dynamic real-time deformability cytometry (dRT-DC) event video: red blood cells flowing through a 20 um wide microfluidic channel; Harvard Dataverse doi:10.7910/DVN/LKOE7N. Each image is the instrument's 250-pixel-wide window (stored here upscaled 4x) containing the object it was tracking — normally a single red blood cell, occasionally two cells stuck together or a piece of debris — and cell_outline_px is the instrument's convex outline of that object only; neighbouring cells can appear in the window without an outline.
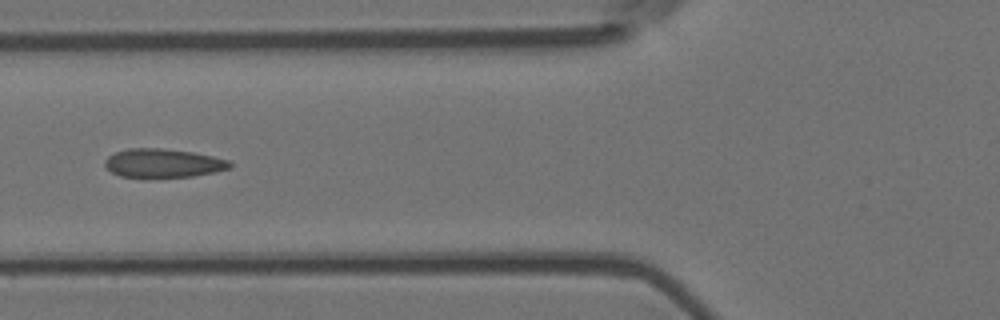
{"species": "Egyptian fruit bat (a non-hibernating species)", "species_latin": "Rousettus aegyptiacus", "temperature_condition": "room temperature", "stored_images_in_passage": 11, "camera_frame_rate_fps": 3000, "um_per_image_px": 0.085, "animal": {"sex": "female"}, "frame": {"image": 1, "passage_image": 7, "time_ms": 2.0, "image_size_px": [1000, 320], "cell_outline_px": [[232, 168], [216, 172], [192, 176], [148, 180], [144, 180], [120, 176], [112, 172], [104, 164], [104, 160], [108, 156], [116, 152], [128, 148], [160, 148], [192, 152], [212, 156], [228, 160], [232, 164]], "centroid_in_image_um": [13.84, 13.91], "position_along_channel_um": 112.0, "area_um2": 21.68}}
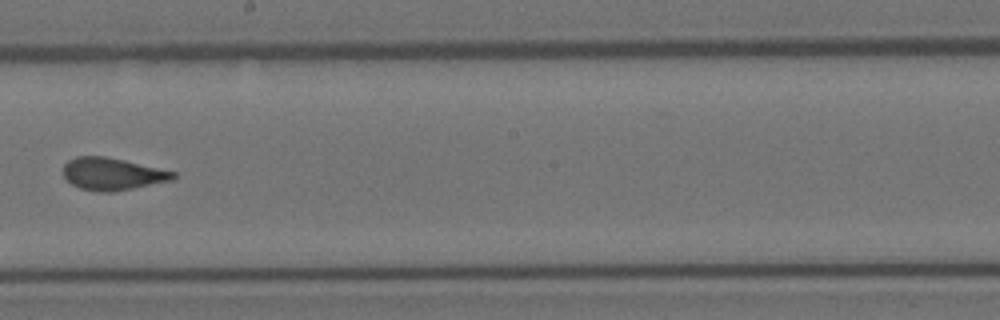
{"frame": {"image": 2, "passage_image": 10, "time_ms": 3.0, "image_size_px": [1000, 320], "cell_outline_px": [[176, 180], [112, 192], [96, 192], [80, 188], [72, 184], [64, 176], [64, 164], [68, 160], [76, 156], [104, 156], [124, 160], [176, 172]], "centroid_in_image_um": [9.57, 14.79], "position_along_channel_um": 238.6, "area_um2": 20.75}}
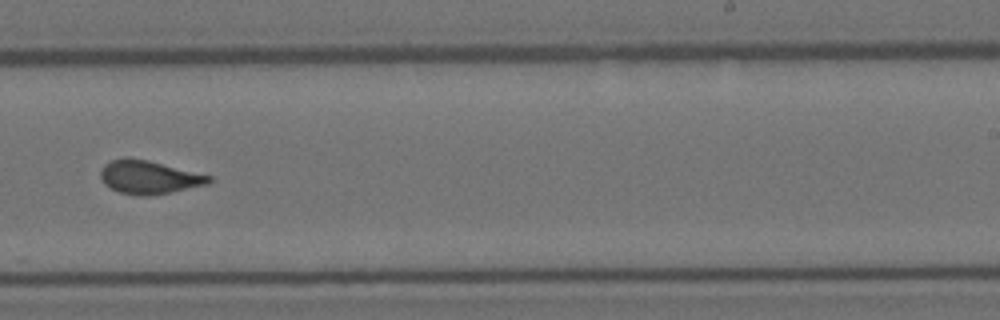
{"frame": {"image": 3, "passage_image": 11, "time_ms": 3.333, "image_size_px": [1000, 320], "cell_outline_px": [[212, 180], [208, 184], [172, 192], [148, 196], [140, 196], [120, 192], [104, 184], [100, 176], [100, 172], [104, 164], [112, 160], [124, 156], [128, 156], [148, 160], [212, 176]], "centroid_in_image_um": [12.65, 15.05], "position_along_channel_um": 276.4, "area_um2": 21.15}}